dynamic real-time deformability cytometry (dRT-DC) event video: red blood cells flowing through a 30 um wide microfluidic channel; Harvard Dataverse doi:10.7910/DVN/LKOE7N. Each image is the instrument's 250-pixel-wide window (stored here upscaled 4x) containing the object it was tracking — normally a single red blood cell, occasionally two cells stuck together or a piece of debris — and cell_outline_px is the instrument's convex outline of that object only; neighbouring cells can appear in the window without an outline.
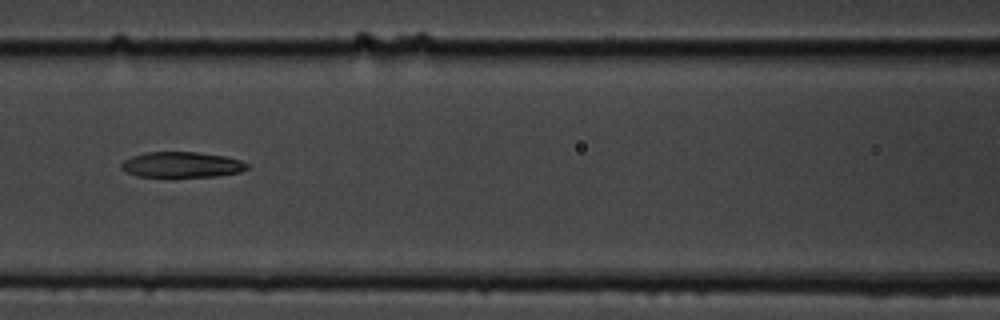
{"species": "common noctule bat (a hibernating species)", "species_latin": "Nyctalus noctula", "temperature_condition": "cold", "stored_images_in_passage": 8, "camera_frame_rate_fps": 3000, "um_per_image_px": 0.085, "animal": {"sex": "male", "body_mass_g": 19.5, "forearm_length_mm": 54.6}, "frame": {"image": 1, "passage_image": 6, "time_ms": 7.0, "image_size_px": [1000, 320], "cell_outline_px": [[248, 168], [240, 172], [220, 176], [168, 180], [136, 176], [120, 168], [120, 164], [124, 160], [132, 156], [144, 152], [196, 152], [224, 156], [240, 160], [248, 164]], "centroid_in_image_um": [15.41, 14.06], "position_along_channel_um": 151.2, "area_um2": 19.83}}
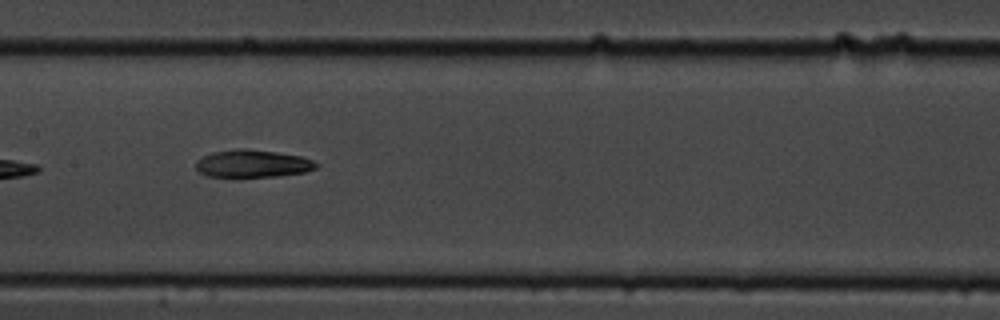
{"frame": {"image": 2, "passage_image": 7, "time_ms": 8.0, "image_size_px": [1000, 320], "cell_outline_px": [[320, 164], [316, 168], [304, 172], [280, 176], [208, 176], [200, 172], [196, 168], [196, 160], [212, 152], [236, 148], [248, 148], [276, 152], [300, 156], [312, 160]], "centroid_in_image_um": [21.48, 13.89], "position_along_channel_um": 185.9, "area_um2": 19.25}}
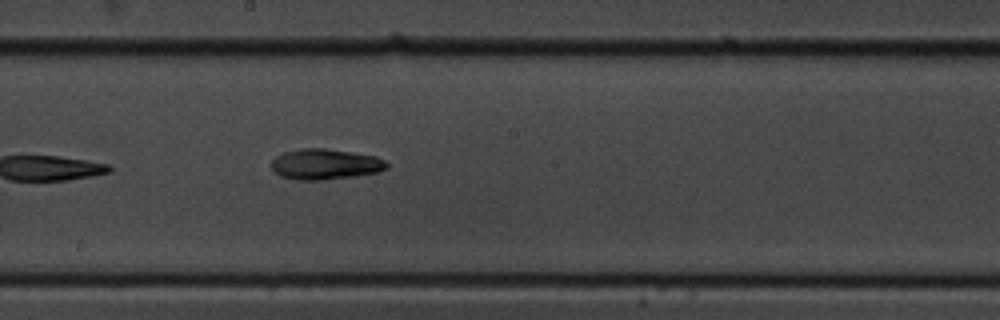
{"frame": {"image": 3, "passage_image": 8, "time_ms": 9.0, "image_size_px": [1000, 320], "cell_outline_px": [[388, 168], [376, 172], [356, 176], [320, 180], [296, 180], [280, 176], [272, 168], [272, 160], [276, 156], [284, 152], [304, 148], [324, 148], [352, 152], [376, 156], [384, 160], [388, 164]], "centroid_in_image_um": [27.64, 13.96], "position_along_channel_um": 220.6, "area_um2": 20.52}}